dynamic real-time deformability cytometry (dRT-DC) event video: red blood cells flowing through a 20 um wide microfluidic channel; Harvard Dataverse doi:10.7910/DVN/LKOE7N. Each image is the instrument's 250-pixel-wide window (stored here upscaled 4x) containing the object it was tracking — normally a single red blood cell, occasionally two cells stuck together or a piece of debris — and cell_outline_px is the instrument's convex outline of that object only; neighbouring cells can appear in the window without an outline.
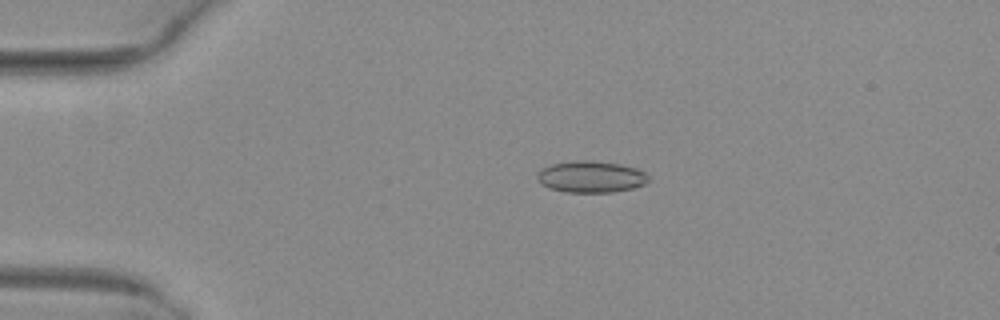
{"species": "common noctule bat (a hibernating species)", "species_latin": "Nyctalus noctula", "temperature_condition": "warm", "stored_images_in_passage": 46, "camera_frame_rate_fps": 3000, "um_per_image_px": 0.085, "animal": {"sex": "female", "body_mass_g": 29.2, "forearm_length_mm": 56.3}, "frame": {"image": 1, "passage_image": 6, "time_ms": 1.667, "image_size_px": [1000, 320], "cell_outline_px": [[648, 180], [644, 184], [632, 188], [612, 192], [564, 192], [548, 188], [540, 184], [536, 180], [536, 172], [552, 164], [576, 160], [592, 160], [620, 164], [636, 168], [644, 172], [648, 176]], "centroid_in_image_um": [50.18, 15.02], "position_along_channel_um": 34.8, "area_um2": 20.58}}
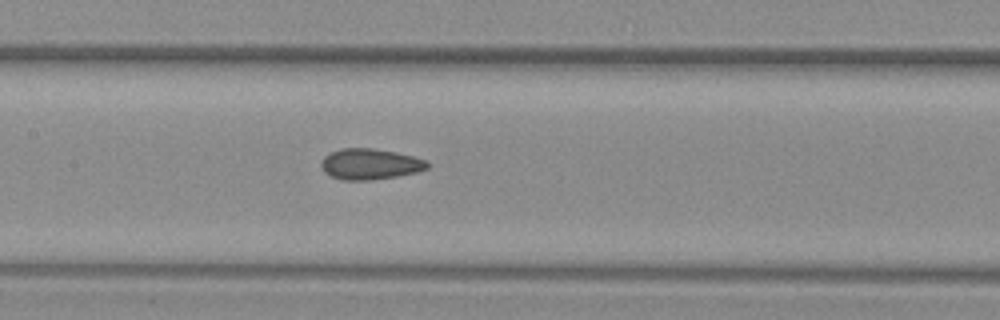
{"frame": {"image": 2, "passage_image": 20, "time_ms": 6.333, "image_size_px": [1000, 320], "cell_outline_px": [[428, 168], [416, 172], [396, 176], [368, 180], [344, 180], [332, 176], [324, 172], [320, 164], [324, 156], [340, 148], [372, 148], [396, 152], [428, 160]], "centroid_in_image_um": [31.45, 13.94], "position_along_channel_um": 176.0, "area_um2": 18.96}}
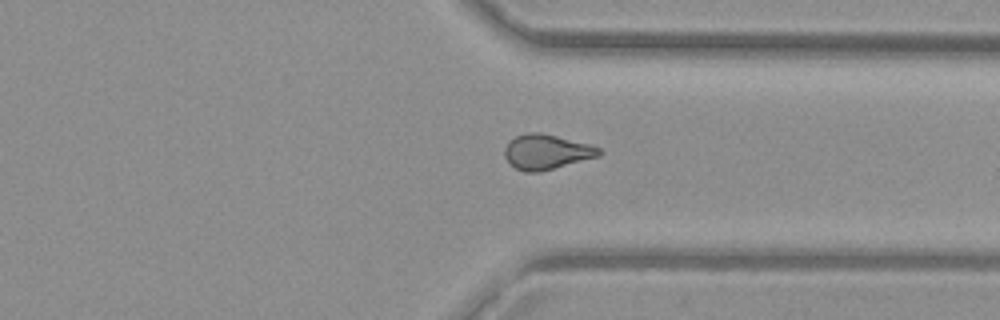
{"frame": {"image": 3, "passage_image": 34, "time_ms": 11.0, "image_size_px": [1000, 320], "cell_outline_px": [[604, 152], [600, 156], [540, 172], [524, 172], [516, 168], [504, 156], [504, 148], [508, 140], [516, 136], [528, 132], [540, 132], [588, 144], [600, 148]], "centroid_in_image_um": [46.45, 12.91], "position_along_channel_um": 365.0, "area_um2": 19.25}, "authors_computed_cell_mechanics": {"area_um2": 18.9006, "velocity_mm_per_s": 4.0613, "shape_relaxation_time_tau1_ms": null, "shape_relaxation_time_tau2_ms": 2.1517, "deformation_change_tau1": null, "deformation_change_tau2": 0.0763}}